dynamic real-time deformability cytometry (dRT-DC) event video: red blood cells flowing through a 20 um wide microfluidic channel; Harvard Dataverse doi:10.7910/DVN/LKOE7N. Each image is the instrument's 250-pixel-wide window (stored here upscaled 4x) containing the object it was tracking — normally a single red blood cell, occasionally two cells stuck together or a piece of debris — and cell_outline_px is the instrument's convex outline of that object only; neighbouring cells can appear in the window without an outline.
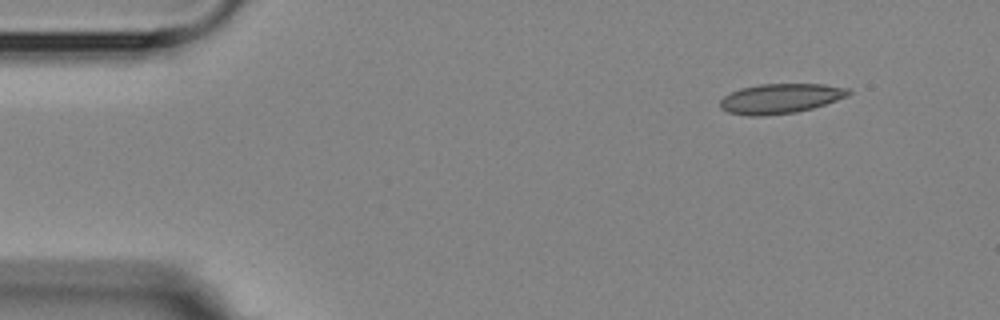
{"species": "Egyptian fruit bat (a non-hibernating species)", "species_latin": "Rousettus aegyptiacus", "temperature_condition": "room temperature", "stored_images_in_passage": 3, "camera_frame_rate_fps": 3000, "um_per_image_px": 0.085, "animal": {"sex": "female"}, "frame": {"image": 1, "passage_image": 1, "time_ms": 0.0, "image_size_px": [1000, 320], "cell_outline_px": [[852, 92], [848, 96], [812, 108], [796, 112], [764, 116], [748, 116], [728, 112], [720, 108], [720, 100], [724, 96], [740, 88], [760, 84], [824, 84], [848, 88]], "centroid_in_image_um": [66.32, 8.37], "position_along_channel_um": 18.7, "area_um2": 22.31}}